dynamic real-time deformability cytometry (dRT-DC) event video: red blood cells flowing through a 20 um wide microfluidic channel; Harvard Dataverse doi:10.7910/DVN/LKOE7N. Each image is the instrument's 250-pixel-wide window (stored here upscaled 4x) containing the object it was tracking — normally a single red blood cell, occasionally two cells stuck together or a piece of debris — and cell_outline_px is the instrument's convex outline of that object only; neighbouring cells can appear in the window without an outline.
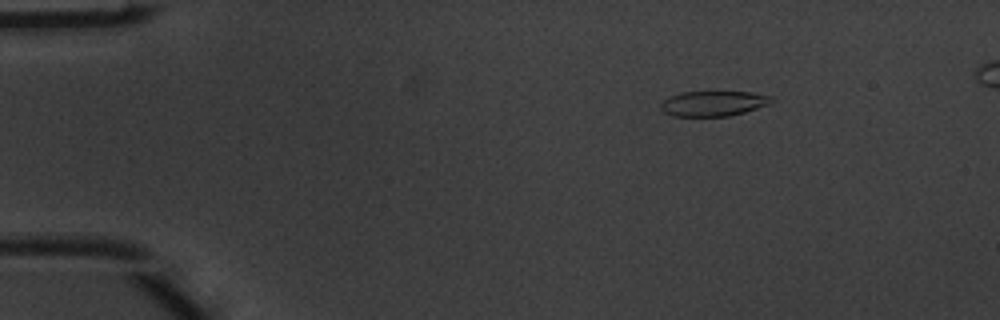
{"species": "common noctule bat (a hibernating species)", "species_latin": "Nyctalus noctula", "temperature_condition": "warm", "stored_images_in_passage": 5, "camera_frame_rate_fps": 3000, "um_per_image_px": 0.085, "animal": {"sex": "male", "body_mass_g": 20.1, "forearm_length_mm": 53.5}, "frame": {"image": 1, "passage_image": 5, "time_ms": 1.333, "image_size_px": [1000, 320], "cell_outline_px": [[776, 100], [768, 104], [744, 112], [728, 116], [672, 116], [664, 112], [660, 108], [660, 104], [668, 96], [684, 92], [752, 92], [772, 96]], "centroid_in_image_um": [60.63, 8.79], "position_along_channel_um": 24.4, "area_um2": 16.24}}